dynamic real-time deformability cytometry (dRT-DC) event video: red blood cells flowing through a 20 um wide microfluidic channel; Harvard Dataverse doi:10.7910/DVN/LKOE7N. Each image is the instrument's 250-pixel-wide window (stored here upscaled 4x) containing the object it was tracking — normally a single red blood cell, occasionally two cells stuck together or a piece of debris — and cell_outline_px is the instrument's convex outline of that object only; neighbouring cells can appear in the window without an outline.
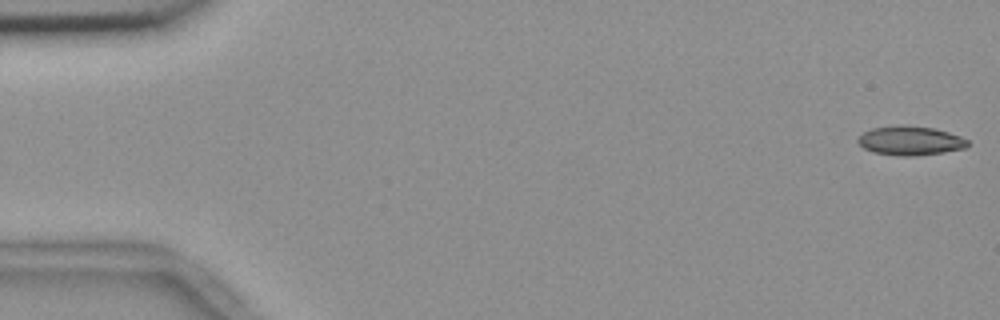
{"species": "common noctule bat (a hibernating species)", "species_latin": "Nyctalus noctula", "temperature_condition": "room temperature", "stored_images_in_passage": 55, "camera_frame_rate_fps": 3000, "um_per_image_px": 0.085, "animal": {"sex": "female", "body_mass_g": 18.4}, "frame": {"image": 1, "passage_image": 1, "time_ms": 0.0, "image_size_px": [1000, 320], "cell_outline_px": [[968, 144], [964, 148], [944, 152], [912, 156], [900, 156], [872, 152], [864, 148], [856, 140], [864, 132], [872, 128], [900, 124], [904, 124], [932, 128], [948, 132], [960, 136], [968, 140]], "centroid_in_image_um": [77.35, 11.95], "position_along_channel_um": 7.7, "area_um2": 18.61}}
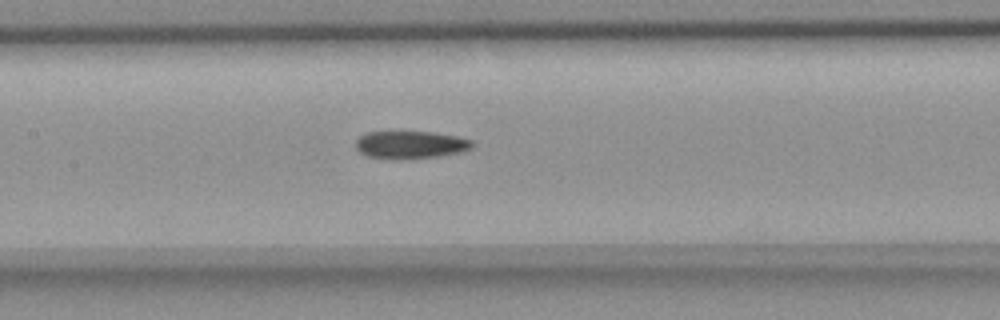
{"frame": {"image": 2, "passage_image": 26, "time_ms": 8.333, "image_size_px": [1000, 320], "cell_outline_px": [[476, 144], [472, 148], [460, 152], [440, 156], [400, 160], [396, 160], [368, 156], [360, 152], [356, 148], [356, 140], [360, 136], [368, 132], [432, 132], [456, 136], [472, 140]], "centroid_in_image_um": [34.92, 12.32], "position_along_channel_um": 172.5, "area_um2": 18.9}}
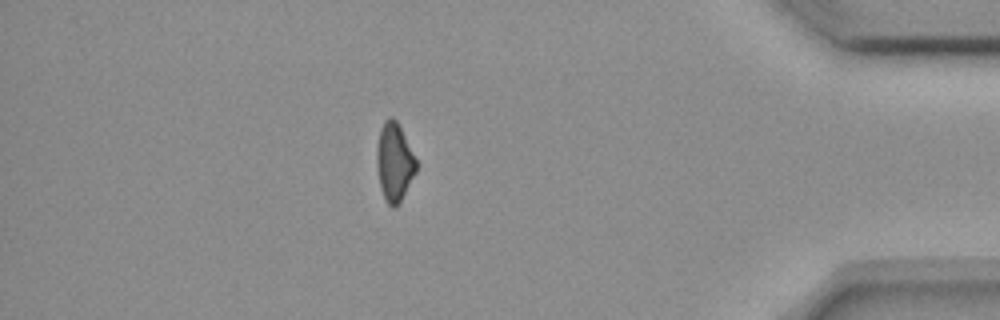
{"frame": {"image": 3, "passage_image": 48, "time_ms": 15.667, "image_size_px": [1000, 320], "cell_outline_px": [[416, 172], [396, 208], [392, 208], [388, 204], [384, 196], [380, 184], [376, 164], [376, 148], [380, 128], [384, 120], [388, 116], [392, 116], [396, 120], [416, 160]], "centroid_in_image_um": [33.49, 13.76], "position_along_channel_um": 401.7, "area_um2": 17.74}}